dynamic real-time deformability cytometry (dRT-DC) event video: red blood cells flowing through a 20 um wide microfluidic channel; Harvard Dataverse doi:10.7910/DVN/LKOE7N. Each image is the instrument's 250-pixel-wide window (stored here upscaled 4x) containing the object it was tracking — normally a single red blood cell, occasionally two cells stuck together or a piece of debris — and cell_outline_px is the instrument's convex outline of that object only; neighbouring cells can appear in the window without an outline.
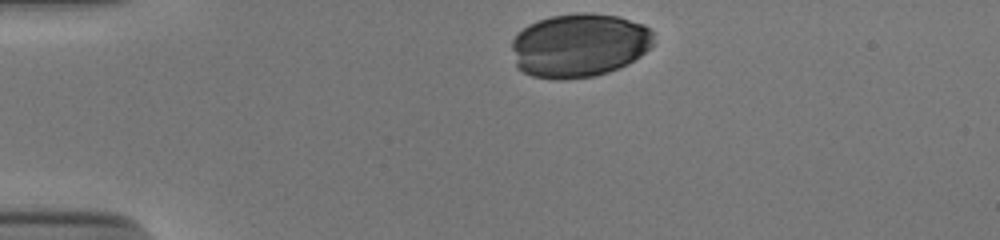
{"species": "human", "species_latin": "Homo sapiens", "temperature_condition": "cold", "stored_images_in_passage": 33, "camera_frame_rate_fps": 3000, "um_per_image_px": 0.085, "donor": {"sex": "male"}, "frame": {"image": 1, "passage_image": 1, "time_ms": 0.0, "image_size_px": [1000, 240], "cell_outline_px": [[652, 44], [640, 56], [628, 64], [620, 68], [596, 76], [564, 80], [552, 80], [532, 76], [516, 68], [512, 48], [512, 40], [516, 32], [528, 24], [536, 20], [552, 16], [576, 12], [588, 12], [620, 16], [644, 24], [652, 32]], "centroid_in_image_um": [49.19, 3.85], "position_along_channel_um": 35.8, "area_um2": 53.47}}
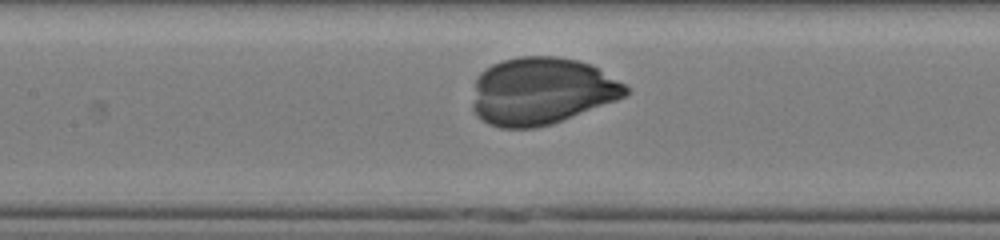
{"frame": {"image": 2, "passage_image": 15, "time_ms": 4.667, "image_size_px": [1000, 240], "cell_outline_px": [[632, 92], [616, 100], [552, 124], [536, 128], [500, 128], [488, 124], [476, 116], [472, 108], [472, 104], [476, 76], [484, 68], [492, 64], [504, 60], [520, 56], [556, 56], [580, 60], [592, 64], [624, 84]], "centroid_in_image_um": [45.99, 7.74], "position_along_channel_um": 161.4, "area_um2": 60.46}}
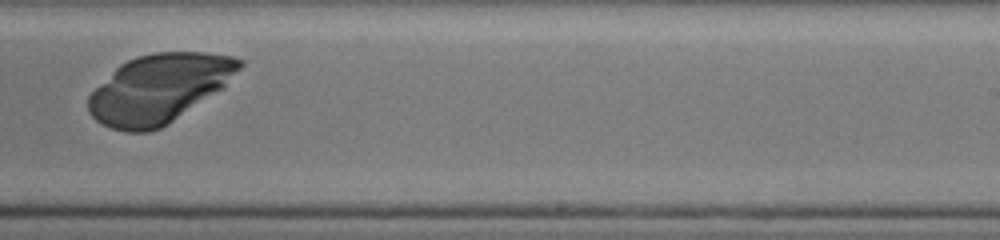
{"frame": {"image": 3, "passage_image": 24, "time_ms": 7.667, "image_size_px": [1000, 240], "cell_outline_px": [[244, 64], [224, 88], [160, 128], [148, 132], [124, 132], [112, 128], [96, 120], [88, 112], [88, 96], [120, 64], [136, 56], [152, 52], [204, 52], [232, 56], [244, 60]], "centroid_in_image_um": [13.54, 7.52], "position_along_channel_um": 275.5, "area_um2": 60.23}}